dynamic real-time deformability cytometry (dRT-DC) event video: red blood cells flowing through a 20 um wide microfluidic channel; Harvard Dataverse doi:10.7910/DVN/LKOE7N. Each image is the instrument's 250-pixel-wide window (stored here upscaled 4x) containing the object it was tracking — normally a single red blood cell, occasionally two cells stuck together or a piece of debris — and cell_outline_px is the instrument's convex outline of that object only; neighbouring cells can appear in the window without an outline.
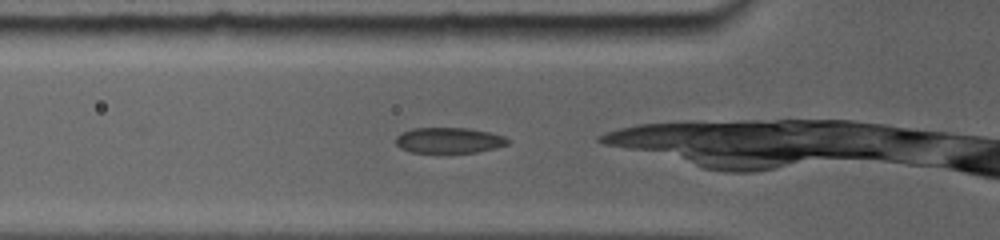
{"species": "common noctule bat (a hibernating species)", "species_latin": "Nyctalus noctula", "temperature_condition": "room temperature", "stored_images_in_passage": 9, "camera_frame_rate_fps": 5000, "um_per_image_px": 0.085, "animal": {"sex": "female", "body_mass_g": 19.0, "forearm_length_mm": 56.7}, "frame": {"image": 1, "passage_image": 2, "time_ms": 0.4, "image_size_px": [1000, 240], "cell_outline_px": [[508, 144], [476, 152], [412, 152], [400, 148], [396, 144], [396, 136], [404, 132], [416, 128], [464, 128], [488, 132], [504, 136], [508, 140]], "centroid_in_image_um": [38.13, 11.92], "position_along_channel_um": 87.7, "area_um2": 16.3}}
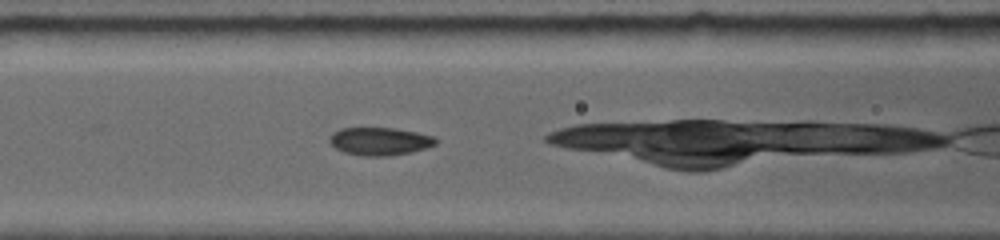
{"frame": {"image": 2, "passage_image": 4, "time_ms": 1.6, "image_size_px": [1000, 240], "cell_outline_px": [[436, 144], [424, 148], [408, 152], [384, 156], [364, 156], [344, 152], [336, 148], [332, 144], [332, 136], [336, 132], [344, 128], [392, 128], [432, 136], [436, 140]], "centroid_in_image_um": [32.28, 12.01], "position_along_channel_um": 134.3, "area_um2": 16.47}}
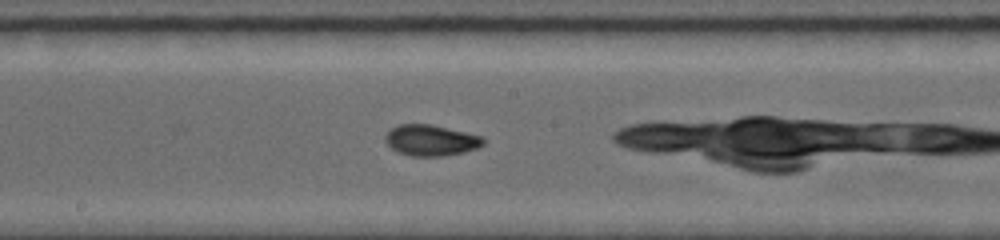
{"frame": {"image": 3, "passage_image": 8, "time_ms": 3.6, "image_size_px": [1000, 240], "cell_outline_px": [[484, 144], [476, 148], [444, 156], [412, 156], [400, 152], [392, 148], [388, 144], [384, 136], [392, 128], [400, 124], [428, 124], [480, 136], [484, 140]], "centroid_in_image_um": [36.59, 11.93], "position_along_channel_um": 211.6, "area_um2": 17.11}}